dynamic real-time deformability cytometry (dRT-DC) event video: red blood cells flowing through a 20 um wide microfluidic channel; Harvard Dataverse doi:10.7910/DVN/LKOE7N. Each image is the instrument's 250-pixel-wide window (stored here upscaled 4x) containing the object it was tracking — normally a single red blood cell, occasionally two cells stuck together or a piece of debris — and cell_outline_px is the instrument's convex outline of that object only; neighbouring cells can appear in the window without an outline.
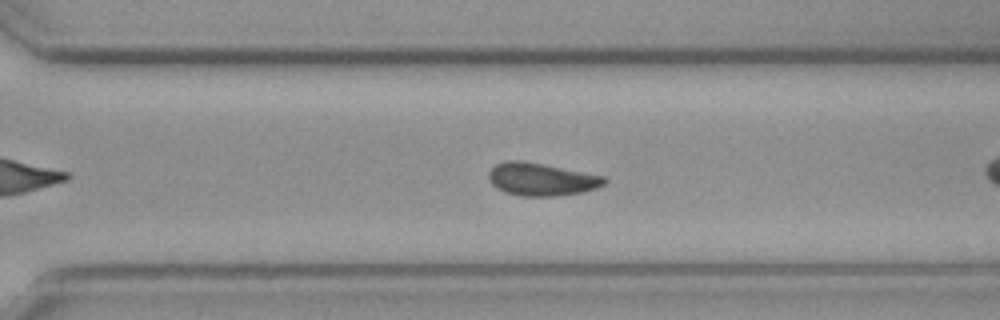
{"species": "common noctule bat (a hibernating species)", "species_latin": "Nyctalus noctula", "temperature_condition": "cold", "stored_images_in_passage": 41, "camera_frame_rate_fps": 3000, "um_per_image_px": 0.085, "animal": {"sex": "female", "body_mass_g": 19.3, "forearm_length_mm": 54.1}, "frame": {"image": 1, "passage_image": 24, "time_ms": 7.667, "image_size_px": [1000, 320], "cell_outline_px": [[608, 180], [604, 184], [596, 188], [584, 192], [556, 196], [520, 196], [504, 192], [496, 188], [492, 184], [488, 176], [488, 172], [496, 164], [508, 160], [520, 160], [544, 164], [604, 176]], "centroid_in_image_um": [46.01, 15.24], "position_along_channel_um": 324.6, "area_um2": 22.14}, "authors_computed_cell_mechanics": {"area_um2": 21.5016, "velocity_mm_per_s": 3.7461, "shape_relaxation_time_tau1_ms": 4.4706, "shape_relaxation_time_tau2_ms": 1.377, "deformation_change_tau1": 0.0889, "deformation_change_tau2": 0.0316}}